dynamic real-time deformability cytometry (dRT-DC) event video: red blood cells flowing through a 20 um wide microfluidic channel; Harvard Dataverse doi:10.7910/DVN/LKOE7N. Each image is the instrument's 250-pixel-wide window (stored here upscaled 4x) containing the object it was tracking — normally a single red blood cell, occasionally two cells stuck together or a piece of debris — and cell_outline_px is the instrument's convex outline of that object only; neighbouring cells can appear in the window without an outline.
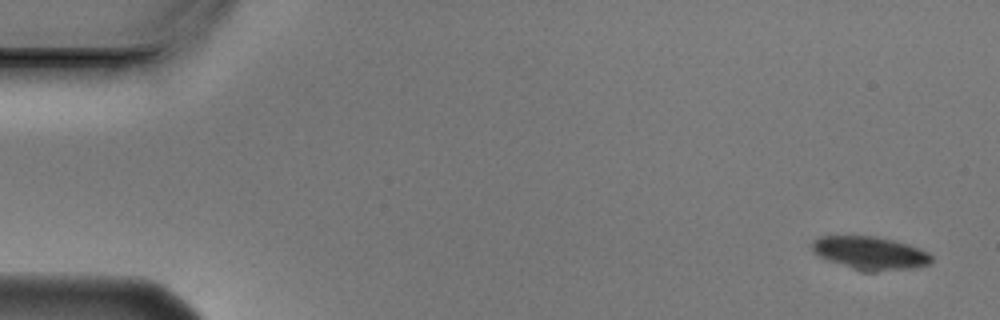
{"species": "Egyptian fruit bat (a non-hibernating species)", "species_latin": "Rousettus aegyptiacus", "temperature_condition": "cold", "stored_images_in_passage": 7, "camera_frame_rate_fps": 3000, "um_per_image_px": 0.085, "animal": {"sex": "male"}, "frame": {"image": 1, "passage_image": 1, "time_ms": 0.0, "image_size_px": [1000, 320], "cell_outline_px": [[932, 260], [928, 264], [912, 268], [872, 272], [864, 272], [828, 260], [820, 256], [812, 248], [812, 240], [820, 236], [876, 236], [892, 240], [920, 248], [928, 252], [932, 256]], "centroid_in_image_um": [73.97, 21.51], "position_along_channel_um": 11.0, "area_um2": 22.83}}
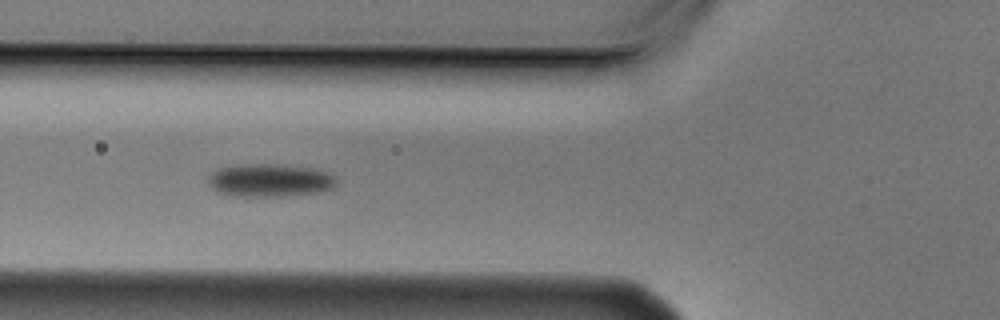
{"frame": {"image": 2, "passage_image": 6, "time_ms": 1.667, "image_size_px": [1000, 320], "cell_outline_px": [[336, 184], [332, 188], [320, 192], [280, 196], [236, 196], [216, 192], [208, 184], [208, 176], [216, 168], [232, 164], [276, 164], [312, 168], [328, 172], [336, 176]], "centroid_in_image_um": [22.89, 15.31], "position_along_channel_um": 102.9, "area_um2": 24.97}}
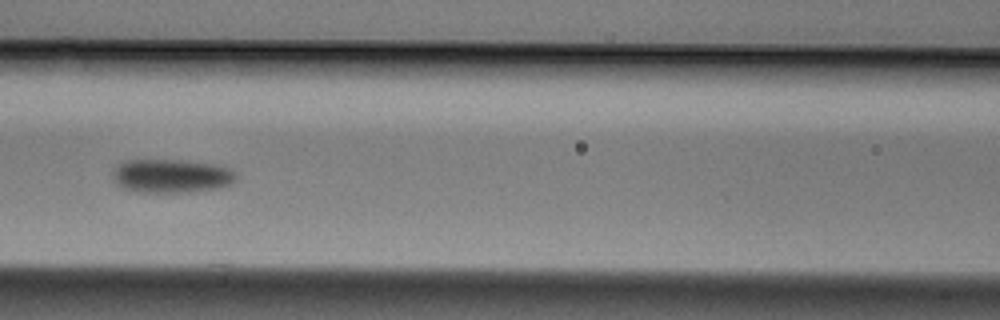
{"frame": {"image": 3, "passage_image": 7, "time_ms": 2.0, "image_size_px": [1000, 320], "cell_outline_px": [[236, 180], [232, 184], [216, 188], [188, 192], [140, 192], [124, 188], [116, 184], [112, 176], [112, 172], [120, 164], [128, 160], [184, 160], [220, 164], [236, 172]], "centroid_in_image_um": [14.61, 14.95], "position_along_channel_um": 152.0, "area_um2": 24.33}}